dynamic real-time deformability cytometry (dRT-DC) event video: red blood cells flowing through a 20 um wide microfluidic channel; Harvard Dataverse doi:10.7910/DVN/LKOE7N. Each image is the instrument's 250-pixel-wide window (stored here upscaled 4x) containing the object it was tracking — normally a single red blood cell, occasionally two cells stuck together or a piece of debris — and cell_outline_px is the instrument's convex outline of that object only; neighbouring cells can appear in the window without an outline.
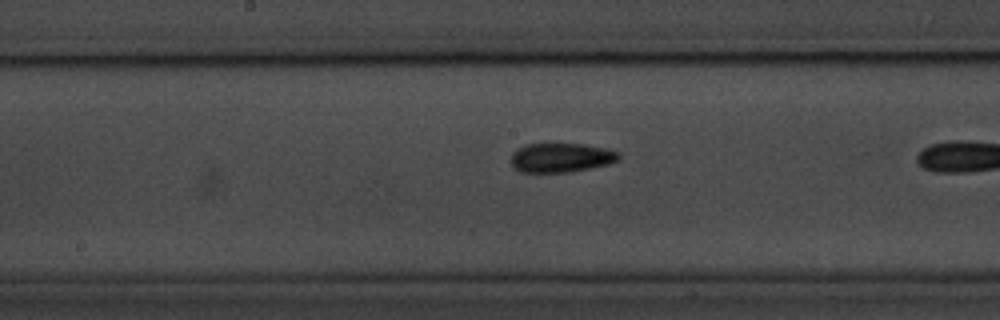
{"species": "common noctule bat (a hibernating species)", "species_latin": "Nyctalus noctula", "temperature_condition": "room temperature", "stored_images_in_passage": 31, "camera_frame_rate_fps": 3000, "um_per_image_px": 0.085, "animal": {"sex": "male", "body_mass_g": 20.1, "forearm_length_mm": 53.5}, "frame": {"image": 1, "passage_image": 25, "time_ms": 8.0, "image_size_px": [1000, 320], "cell_outline_px": [[620, 160], [608, 164], [568, 172], [520, 172], [512, 168], [512, 152], [528, 144], [584, 144], [608, 148], [620, 152]], "centroid_in_image_um": [47.72, 13.4], "position_along_channel_um": 200.5, "area_um2": 18.38}}